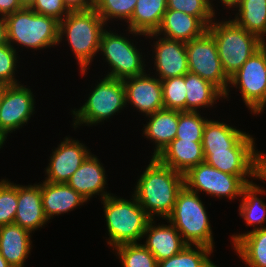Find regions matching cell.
Returning <instances> with one entry per match:
<instances>
[{
  "label": "cell",
  "instance_id": "obj_1",
  "mask_svg": "<svg viewBox=\"0 0 266 267\" xmlns=\"http://www.w3.org/2000/svg\"><path fill=\"white\" fill-rule=\"evenodd\" d=\"M184 187V175L152 157L138 179L134 196L146 214L166 219L175 206L179 191Z\"/></svg>",
  "mask_w": 266,
  "mask_h": 267
},
{
  "label": "cell",
  "instance_id": "obj_2",
  "mask_svg": "<svg viewBox=\"0 0 266 267\" xmlns=\"http://www.w3.org/2000/svg\"><path fill=\"white\" fill-rule=\"evenodd\" d=\"M104 25L106 23L94 8L71 10L59 22V44L66 34L70 49L74 52L83 75L95 54L99 52Z\"/></svg>",
  "mask_w": 266,
  "mask_h": 267
},
{
  "label": "cell",
  "instance_id": "obj_3",
  "mask_svg": "<svg viewBox=\"0 0 266 267\" xmlns=\"http://www.w3.org/2000/svg\"><path fill=\"white\" fill-rule=\"evenodd\" d=\"M125 200L116 196L104 198L103 207L109 235L108 244L113 248L122 244L138 243L144 238L146 226L151 218L140 206L137 198Z\"/></svg>",
  "mask_w": 266,
  "mask_h": 267
},
{
  "label": "cell",
  "instance_id": "obj_4",
  "mask_svg": "<svg viewBox=\"0 0 266 267\" xmlns=\"http://www.w3.org/2000/svg\"><path fill=\"white\" fill-rule=\"evenodd\" d=\"M213 21L207 30L216 41L223 71L230 78L263 45V42L233 20Z\"/></svg>",
  "mask_w": 266,
  "mask_h": 267
},
{
  "label": "cell",
  "instance_id": "obj_5",
  "mask_svg": "<svg viewBox=\"0 0 266 267\" xmlns=\"http://www.w3.org/2000/svg\"><path fill=\"white\" fill-rule=\"evenodd\" d=\"M188 245L214 248L213 234L204 204L198 193L185 185L179 191L172 213L166 218Z\"/></svg>",
  "mask_w": 266,
  "mask_h": 267
},
{
  "label": "cell",
  "instance_id": "obj_6",
  "mask_svg": "<svg viewBox=\"0 0 266 267\" xmlns=\"http://www.w3.org/2000/svg\"><path fill=\"white\" fill-rule=\"evenodd\" d=\"M5 18L8 43L42 49L59 44V21L23 8Z\"/></svg>",
  "mask_w": 266,
  "mask_h": 267
},
{
  "label": "cell",
  "instance_id": "obj_7",
  "mask_svg": "<svg viewBox=\"0 0 266 267\" xmlns=\"http://www.w3.org/2000/svg\"><path fill=\"white\" fill-rule=\"evenodd\" d=\"M90 92L87 101L79 109H74L73 126L94 125L116 115L126 107L123 80L105 76Z\"/></svg>",
  "mask_w": 266,
  "mask_h": 267
},
{
  "label": "cell",
  "instance_id": "obj_8",
  "mask_svg": "<svg viewBox=\"0 0 266 267\" xmlns=\"http://www.w3.org/2000/svg\"><path fill=\"white\" fill-rule=\"evenodd\" d=\"M247 177L257 175H231L224 173L210 164L201 162L184 174V185L193 192L204 191L216 197L235 199L242 195L243 188L253 181Z\"/></svg>",
  "mask_w": 266,
  "mask_h": 267
},
{
  "label": "cell",
  "instance_id": "obj_9",
  "mask_svg": "<svg viewBox=\"0 0 266 267\" xmlns=\"http://www.w3.org/2000/svg\"><path fill=\"white\" fill-rule=\"evenodd\" d=\"M186 53L189 72L199 75L223 93L229 95V78L223 71L217 51L216 41L207 30L201 36L186 42Z\"/></svg>",
  "mask_w": 266,
  "mask_h": 267
},
{
  "label": "cell",
  "instance_id": "obj_10",
  "mask_svg": "<svg viewBox=\"0 0 266 267\" xmlns=\"http://www.w3.org/2000/svg\"><path fill=\"white\" fill-rule=\"evenodd\" d=\"M99 51L112 67L107 77L125 80L145 73L142 55L129 39L121 35L105 29L101 35Z\"/></svg>",
  "mask_w": 266,
  "mask_h": 267
},
{
  "label": "cell",
  "instance_id": "obj_11",
  "mask_svg": "<svg viewBox=\"0 0 266 267\" xmlns=\"http://www.w3.org/2000/svg\"><path fill=\"white\" fill-rule=\"evenodd\" d=\"M229 84L236 88L239 85L243 101L251 113L266 101V44L229 78Z\"/></svg>",
  "mask_w": 266,
  "mask_h": 267
},
{
  "label": "cell",
  "instance_id": "obj_12",
  "mask_svg": "<svg viewBox=\"0 0 266 267\" xmlns=\"http://www.w3.org/2000/svg\"><path fill=\"white\" fill-rule=\"evenodd\" d=\"M31 90L21 84L5 85L0 92V135L20 129L35 111Z\"/></svg>",
  "mask_w": 266,
  "mask_h": 267
},
{
  "label": "cell",
  "instance_id": "obj_13",
  "mask_svg": "<svg viewBox=\"0 0 266 267\" xmlns=\"http://www.w3.org/2000/svg\"><path fill=\"white\" fill-rule=\"evenodd\" d=\"M90 153L84 144L66 137L52 152L45 181L66 183Z\"/></svg>",
  "mask_w": 266,
  "mask_h": 267
},
{
  "label": "cell",
  "instance_id": "obj_14",
  "mask_svg": "<svg viewBox=\"0 0 266 267\" xmlns=\"http://www.w3.org/2000/svg\"><path fill=\"white\" fill-rule=\"evenodd\" d=\"M126 105L130 103L146 116L164 108L162 85L159 78L144 73L123 80ZM130 101V102H129Z\"/></svg>",
  "mask_w": 266,
  "mask_h": 267
},
{
  "label": "cell",
  "instance_id": "obj_15",
  "mask_svg": "<svg viewBox=\"0 0 266 267\" xmlns=\"http://www.w3.org/2000/svg\"><path fill=\"white\" fill-rule=\"evenodd\" d=\"M159 38L154 44V65L159 79L184 76L189 72L186 43L165 37Z\"/></svg>",
  "mask_w": 266,
  "mask_h": 267
},
{
  "label": "cell",
  "instance_id": "obj_16",
  "mask_svg": "<svg viewBox=\"0 0 266 267\" xmlns=\"http://www.w3.org/2000/svg\"><path fill=\"white\" fill-rule=\"evenodd\" d=\"M254 139L252 135L224 122L208 120L203 129L202 146L204 152L228 151V148H255Z\"/></svg>",
  "mask_w": 266,
  "mask_h": 267
},
{
  "label": "cell",
  "instance_id": "obj_17",
  "mask_svg": "<svg viewBox=\"0 0 266 267\" xmlns=\"http://www.w3.org/2000/svg\"><path fill=\"white\" fill-rule=\"evenodd\" d=\"M207 26L196 16L178 10L167 9L156 32L144 36L155 37L164 35L165 38L184 43L201 36L207 31ZM159 34V35H158Z\"/></svg>",
  "mask_w": 266,
  "mask_h": 267
},
{
  "label": "cell",
  "instance_id": "obj_18",
  "mask_svg": "<svg viewBox=\"0 0 266 267\" xmlns=\"http://www.w3.org/2000/svg\"><path fill=\"white\" fill-rule=\"evenodd\" d=\"M105 176L104 167L99 159L90 153L66 183L87 201L99 193L103 200L111 195L104 191L107 184Z\"/></svg>",
  "mask_w": 266,
  "mask_h": 267
},
{
  "label": "cell",
  "instance_id": "obj_19",
  "mask_svg": "<svg viewBox=\"0 0 266 267\" xmlns=\"http://www.w3.org/2000/svg\"><path fill=\"white\" fill-rule=\"evenodd\" d=\"M204 161L231 175H257L255 148H228V151L204 152Z\"/></svg>",
  "mask_w": 266,
  "mask_h": 267
},
{
  "label": "cell",
  "instance_id": "obj_20",
  "mask_svg": "<svg viewBox=\"0 0 266 267\" xmlns=\"http://www.w3.org/2000/svg\"><path fill=\"white\" fill-rule=\"evenodd\" d=\"M41 198V184L23 186L18 184V203L14 224L32 231L46 224Z\"/></svg>",
  "mask_w": 266,
  "mask_h": 267
},
{
  "label": "cell",
  "instance_id": "obj_21",
  "mask_svg": "<svg viewBox=\"0 0 266 267\" xmlns=\"http://www.w3.org/2000/svg\"><path fill=\"white\" fill-rule=\"evenodd\" d=\"M153 224L154 219H151L146 226L144 236L148 237L143 245L154 255L157 262L176 255L188 245L171 223Z\"/></svg>",
  "mask_w": 266,
  "mask_h": 267
},
{
  "label": "cell",
  "instance_id": "obj_22",
  "mask_svg": "<svg viewBox=\"0 0 266 267\" xmlns=\"http://www.w3.org/2000/svg\"><path fill=\"white\" fill-rule=\"evenodd\" d=\"M156 158L162 164L184 175L191 168L204 162L202 142L174 139Z\"/></svg>",
  "mask_w": 266,
  "mask_h": 267
},
{
  "label": "cell",
  "instance_id": "obj_23",
  "mask_svg": "<svg viewBox=\"0 0 266 267\" xmlns=\"http://www.w3.org/2000/svg\"><path fill=\"white\" fill-rule=\"evenodd\" d=\"M41 198L45 217L50 220L53 215L72 211L87 200L67 183H41Z\"/></svg>",
  "mask_w": 266,
  "mask_h": 267
},
{
  "label": "cell",
  "instance_id": "obj_24",
  "mask_svg": "<svg viewBox=\"0 0 266 267\" xmlns=\"http://www.w3.org/2000/svg\"><path fill=\"white\" fill-rule=\"evenodd\" d=\"M30 234L14 223L0 227V253L12 267H24L32 248Z\"/></svg>",
  "mask_w": 266,
  "mask_h": 267
},
{
  "label": "cell",
  "instance_id": "obj_25",
  "mask_svg": "<svg viewBox=\"0 0 266 267\" xmlns=\"http://www.w3.org/2000/svg\"><path fill=\"white\" fill-rule=\"evenodd\" d=\"M147 117L149 122L144 126L143 134L155 142L156 147L152 157H157L176 138L178 110L163 108Z\"/></svg>",
  "mask_w": 266,
  "mask_h": 267
},
{
  "label": "cell",
  "instance_id": "obj_26",
  "mask_svg": "<svg viewBox=\"0 0 266 267\" xmlns=\"http://www.w3.org/2000/svg\"><path fill=\"white\" fill-rule=\"evenodd\" d=\"M167 10V0H137L128 29L131 34L146 35L159 28Z\"/></svg>",
  "mask_w": 266,
  "mask_h": 267
},
{
  "label": "cell",
  "instance_id": "obj_27",
  "mask_svg": "<svg viewBox=\"0 0 266 267\" xmlns=\"http://www.w3.org/2000/svg\"><path fill=\"white\" fill-rule=\"evenodd\" d=\"M227 7L239 8L233 21L256 35L265 45L263 37L266 34V0H232Z\"/></svg>",
  "mask_w": 266,
  "mask_h": 267
},
{
  "label": "cell",
  "instance_id": "obj_28",
  "mask_svg": "<svg viewBox=\"0 0 266 267\" xmlns=\"http://www.w3.org/2000/svg\"><path fill=\"white\" fill-rule=\"evenodd\" d=\"M233 248L249 267H266V228L232 235Z\"/></svg>",
  "mask_w": 266,
  "mask_h": 267
},
{
  "label": "cell",
  "instance_id": "obj_29",
  "mask_svg": "<svg viewBox=\"0 0 266 267\" xmlns=\"http://www.w3.org/2000/svg\"><path fill=\"white\" fill-rule=\"evenodd\" d=\"M186 111H197L198 108L213 106L224 93L211 82L199 75L188 72L185 74Z\"/></svg>",
  "mask_w": 266,
  "mask_h": 267
},
{
  "label": "cell",
  "instance_id": "obj_30",
  "mask_svg": "<svg viewBox=\"0 0 266 267\" xmlns=\"http://www.w3.org/2000/svg\"><path fill=\"white\" fill-rule=\"evenodd\" d=\"M262 193H265V190L252 182L243 188L241 195L243 199H241L239 205V214L248 226H254L253 230L266 228L265 226L258 227L259 224L265 223L266 220V204L257 197L258 194ZM256 224L257 226H255Z\"/></svg>",
  "mask_w": 266,
  "mask_h": 267
},
{
  "label": "cell",
  "instance_id": "obj_31",
  "mask_svg": "<svg viewBox=\"0 0 266 267\" xmlns=\"http://www.w3.org/2000/svg\"><path fill=\"white\" fill-rule=\"evenodd\" d=\"M195 248L187 245L176 255L157 262V267H217L208 258L212 248L203 245H195Z\"/></svg>",
  "mask_w": 266,
  "mask_h": 267
},
{
  "label": "cell",
  "instance_id": "obj_32",
  "mask_svg": "<svg viewBox=\"0 0 266 267\" xmlns=\"http://www.w3.org/2000/svg\"><path fill=\"white\" fill-rule=\"evenodd\" d=\"M114 249L122 267H157L156 258L143 244H122Z\"/></svg>",
  "mask_w": 266,
  "mask_h": 267
},
{
  "label": "cell",
  "instance_id": "obj_33",
  "mask_svg": "<svg viewBox=\"0 0 266 267\" xmlns=\"http://www.w3.org/2000/svg\"><path fill=\"white\" fill-rule=\"evenodd\" d=\"M208 119L201 117L199 111H178V127L175 139L202 142L203 129Z\"/></svg>",
  "mask_w": 266,
  "mask_h": 267
},
{
  "label": "cell",
  "instance_id": "obj_34",
  "mask_svg": "<svg viewBox=\"0 0 266 267\" xmlns=\"http://www.w3.org/2000/svg\"><path fill=\"white\" fill-rule=\"evenodd\" d=\"M164 109L186 111L185 75L161 80Z\"/></svg>",
  "mask_w": 266,
  "mask_h": 267
},
{
  "label": "cell",
  "instance_id": "obj_35",
  "mask_svg": "<svg viewBox=\"0 0 266 267\" xmlns=\"http://www.w3.org/2000/svg\"><path fill=\"white\" fill-rule=\"evenodd\" d=\"M137 0H94L93 8L106 23L111 18L129 21Z\"/></svg>",
  "mask_w": 266,
  "mask_h": 267
},
{
  "label": "cell",
  "instance_id": "obj_36",
  "mask_svg": "<svg viewBox=\"0 0 266 267\" xmlns=\"http://www.w3.org/2000/svg\"><path fill=\"white\" fill-rule=\"evenodd\" d=\"M211 2V0H167V9L196 16L208 27L215 17Z\"/></svg>",
  "mask_w": 266,
  "mask_h": 267
},
{
  "label": "cell",
  "instance_id": "obj_37",
  "mask_svg": "<svg viewBox=\"0 0 266 267\" xmlns=\"http://www.w3.org/2000/svg\"><path fill=\"white\" fill-rule=\"evenodd\" d=\"M17 203L18 185L2 179L0 181V227L14 223Z\"/></svg>",
  "mask_w": 266,
  "mask_h": 267
},
{
  "label": "cell",
  "instance_id": "obj_38",
  "mask_svg": "<svg viewBox=\"0 0 266 267\" xmlns=\"http://www.w3.org/2000/svg\"><path fill=\"white\" fill-rule=\"evenodd\" d=\"M14 46L9 43L0 46V81L4 85L19 84L15 78L17 55Z\"/></svg>",
  "mask_w": 266,
  "mask_h": 267
},
{
  "label": "cell",
  "instance_id": "obj_39",
  "mask_svg": "<svg viewBox=\"0 0 266 267\" xmlns=\"http://www.w3.org/2000/svg\"><path fill=\"white\" fill-rule=\"evenodd\" d=\"M30 9L38 14L52 17L59 22L71 11L64 0H36Z\"/></svg>",
  "mask_w": 266,
  "mask_h": 267
},
{
  "label": "cell",
  "instance_id": "obj_40",
  "mask_svg": "<svg viewBox=\"0 0 266 267\" xmlns=\"http://www.w3.org/2000/svg\"><path fill=\"white\" fill-rule=\"evenodd\" d=\"M23 9L19 0H0V16L6 17Z\"/></svg>",
  "mask_w": 266,
  "mask_h": 267
},
{
  "label": "cell",
  "instance_id": "obj_41",
  "mask_svg": "<svg viewBox=\"0 0 266 267\" xmlns=\"http://www.w3.org/2000/svg\"><path fill=\"white\" fill-rule=\"evenodd\" d=\"M70 10H86L93 8L94 0H64Z\"/></svg>",
  "mask_w": 266,
  "mask_h": 267
},
{
  "label": "cell",
  "instance_id": "obj_42",
  "mask_svg": "<svg viewBox=\"0 0 266 267\" xmlns=\"http://www.w3.org/2000/svg\"><path fill=\"white\" fill-rule=\"evenodd\" d=\"M266 180V155L257 152V177Z\"/></svg>",
  "mask_w": 266,
  "mask_h": 267
},
{
  "label": "cell",
  "instance_id": "obj_43",
  "mask_svg": "<svg viewBox=\"0 0 266 267\" xmlns=\"http://www.w3.org/2000/svg\"><path fill=\"white\" fill-rule=\"evenodd\" d=\"M8 44L7 25L4 17H0V46Z\"/></svg>",
  "mask_w": 266,
  "mask_h": 267
},
{
  "label": "cell",
  "instance_id": "obj_44",
  "mask_svg": "<svg viewBox=\"0 0 266 267\" xmlns=\"http://www.w3.org/2000/svg\"><path fill=\"white\" fill-rule=\"evenodd\" d=\"M36 0H19L23 8H30Z\"/></svg>",
  "mask_w": 266,
  "mask_h": 267
},
{
  "label": "cell",
  "instance_id": "obj_45",
  "mask_svg": "<svg viewBox=\"0 0 266 267\" xmlns=\"http://www.w3.org/2000/svg\"><path fill=\"white\" fill-rule=\"evenodd\" d=\"M0 267H12L0 253Z\"/></svg>",
  "mask_w": 266,
  "mask_h": 267
},
{
  "label": "cell",
  "instance_id": "obj_46",
  "mask_svg": "<svg viewBox=\"0 0 266 267\" xmlns=\"http://www.w3.org/2000/svg\"><path fill=\"white\" fill-rule=\"evenodd\" d=\"M266 106V101L254 112V114H260L265 108Z\"/></svg>",
  "mask_w": 266,
  "mask_h": 267
},
{
  "label": "cell",
  "instance_id": "obj_47",
  "mask_svg": "<svg viewBox=\"0 0 266 267\" xmlns=\"http://www.w3.org/2000/svg\"><path fill=\"white\" fill-rule=\"evenodd\" d=\"M5 140L6 139L2 135H0V149H1L2 145L4 144Z\"/></svg>",
  "mask_w": 266,
  "mask_h": 267
},
{
  "label": "cell",
  "instance_id": "obj_48",
  "mask_svg": "<svg viewBox=\"0 0 266 267\" xmlns=\"http://www.w3.org/2000/svg\"><path fill=\"white\" fill-rule=\"evenodd\" d=\"M232 0H221L222 4H224V6H227Z\"/></svg>",
  "mask_w": 266,
  "mask_h": 267
},
{
  "label": "cell",
  "instance_id": "obj_49",
  "mask_svg": "<svg viewBox=\"0 0 266 267\" xmlns=\"http://www.w3.org/2000/svg\"><path fill=\"white\" fill-rule=\"evenodd\" d=\"M4 86L5 85L0 81V92L2 91V89H3Z\"/></svg>",
  "mask_w": 266,
  "mask_h": 267
}]
</instances>
